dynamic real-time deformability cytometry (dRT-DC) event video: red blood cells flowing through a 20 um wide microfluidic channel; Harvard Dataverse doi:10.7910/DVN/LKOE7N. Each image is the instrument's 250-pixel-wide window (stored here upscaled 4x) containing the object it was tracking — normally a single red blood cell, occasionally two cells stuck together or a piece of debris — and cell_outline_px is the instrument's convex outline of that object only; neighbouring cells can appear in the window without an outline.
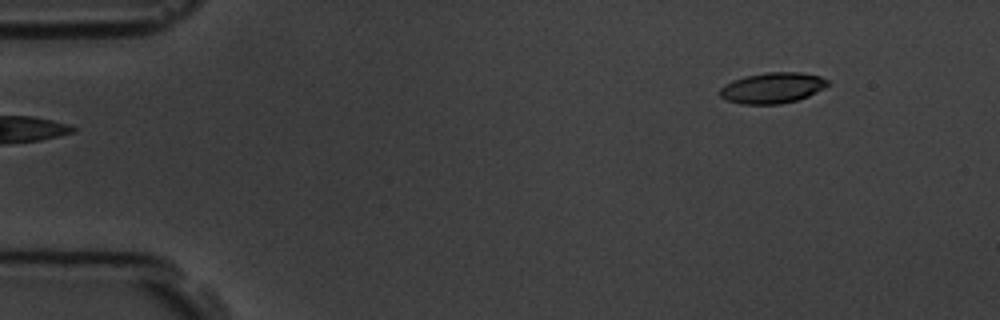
{"species": "common noctule bat (a hibernating species)", "species_latin": "Nyctalus noctula", "temperature_condition": "room temperature", "stored_images_in_passage": 11, "camera_frame_rate_fps": 3000, "um_per_image_px": 0.085, "animal": {"sex": "male", "body_mass_g": 19.5, "forearm_length_mm": 54.6}, "frame": {"image": 1, "passage_image": 1, "time_ms": 0.0, "image_size_px": [1000, 320], "cell_outline_px": [[828, 84], [824, 88], [808, 96], [796, 100], [780, 104], [740, 104], [724, 100], [720, 96], [720, 88], [724, 84], [732, 80], [744, 76], [764, 72], [800, 72], [820, 76], [828, 80]], "centroid_in_image_um": [65.61, 7.47], "position_along_channel_um": 19.4, "area_um2": 19.48}}